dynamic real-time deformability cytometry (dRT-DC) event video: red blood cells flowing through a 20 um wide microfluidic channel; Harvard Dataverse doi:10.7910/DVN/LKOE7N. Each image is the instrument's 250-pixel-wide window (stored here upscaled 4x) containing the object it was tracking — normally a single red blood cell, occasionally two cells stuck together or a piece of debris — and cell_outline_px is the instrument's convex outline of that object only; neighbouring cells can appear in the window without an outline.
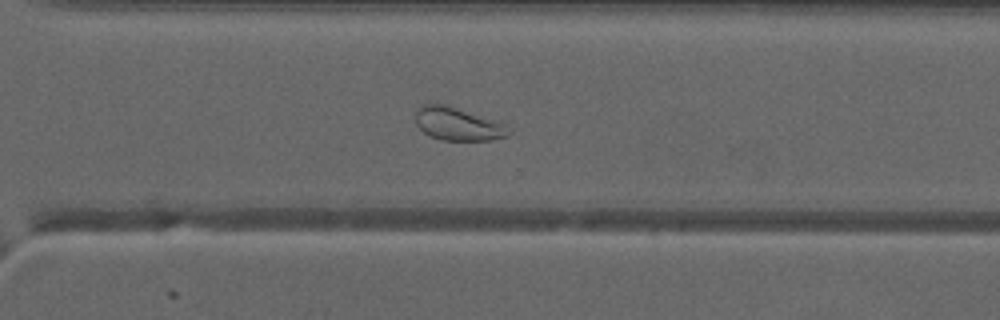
{"species": "common noctule bat (a hibernating species)", "species_latin": "Nyctalus noctula", "temperature_condition": "warm", "stored_images_in_passage": 53, "camera_frame_rate_fps": 3000, "um_per_image_px": 0.085, "animal": {"sex": "male", "forearm_length_mm": 52.5}, "frame": {"image": 1, "passage_image": 38, "time_ms": 12.333, "image_size_px": [1000, 320], "cell_outline_px": [[512, 132], [508, 136], [492, 140], [440, 140], [424, 132], [416, 124], [416, 108], [420, 104], [444, 104], [496, 120], [512, 128]], "centroid_in_image_um": [38.94, 10.54], "position_along_channel_um": 331.7, "area_um2": 18.03}, "authors_computed_cell_mechanics": {"area_um2": 24.7962, "velocity_mm_per_s": 4.0303, "shape_relaxation_time_tau1_ms": null, "shape_relaxation_time_tau2_ms": 1.5013, "deformation_change_tau1": null, "deformation_change_tau2": 0.0821}}